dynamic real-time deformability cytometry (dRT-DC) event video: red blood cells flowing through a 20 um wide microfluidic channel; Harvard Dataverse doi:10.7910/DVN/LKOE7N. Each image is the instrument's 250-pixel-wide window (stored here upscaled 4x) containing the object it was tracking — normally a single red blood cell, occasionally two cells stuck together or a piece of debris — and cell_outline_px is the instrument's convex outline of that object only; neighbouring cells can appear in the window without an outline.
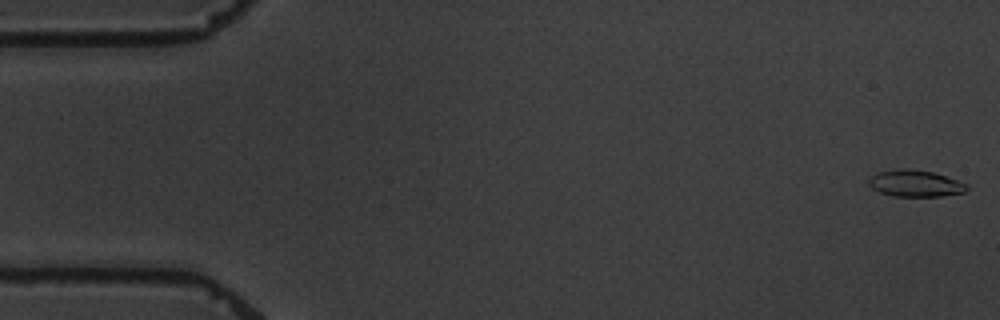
{"species": "common noctule bat (a hibernating species)", "species_latin": "Nyctalus noctula", "temperature_condition": "warm", "stored_images_in_passage": 6, "camera_frame_rate_fps": 3000, "um_per_image_px": 0.085, "animal": {"sex": "male", "body_mass_g": 19.5, "forearm_length_mm": 54.6}, "frame": {"image": 1, "passage_image": 1, "time_ms": 0.0, "image_size_px": [1000, 320], "cell_outline_px": [[968, 188], [964, 192], [940, 196], [892, 196], [880, 192], [872, 188], [868, 184], [868, 176], [880, 172], [900, 168], [908, 168], [932, 172], [968, 184]], "centroid_in_image_um": [77.75, 15.59], "position_along_channel_um": 7.2, "area_um2": 15.14}}
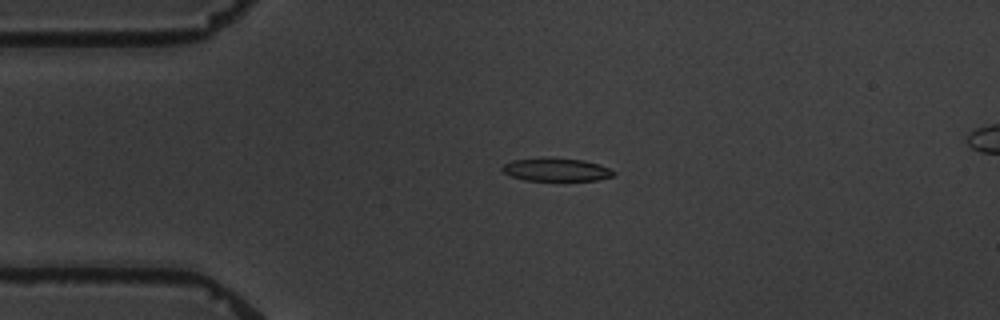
{"frame": {"image": 2, "passage_image": 4, "time_ms": 4.0, "image_size_px": [1000, 320], "cell_outline_px": [[616, 172], [612, 176], [596, 180], [524, 180], [512, 176], [504, 172], [500, 168], [504, 164], [512, 160], [584, 160], [600, 164]], "centroid_in_image_um": [47.31, 14.46], "position_along_channel_um": 37.7, "area_um2": 14.1}}